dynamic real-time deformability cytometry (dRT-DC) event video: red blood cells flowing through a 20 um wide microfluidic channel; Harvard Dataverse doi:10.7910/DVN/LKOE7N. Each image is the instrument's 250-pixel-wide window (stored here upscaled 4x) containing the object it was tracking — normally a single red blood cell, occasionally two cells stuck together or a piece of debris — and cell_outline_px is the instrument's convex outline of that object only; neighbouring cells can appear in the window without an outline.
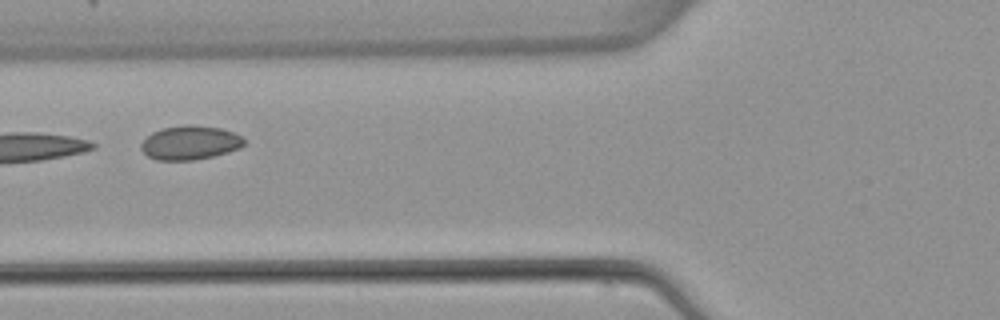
{"species": "common noctule bat (a hibernating species)", "species_latin": "Nyctalus noctula", "temperature_condition": "warm", "stored_images_in_passage": 6, "camera_frame_rate_fps": 3000, "um_per_image_px": 0.085, "animal": {"sex": "female", "body_mass_g": 22.7, "forearm_length_mm": 54.2}, "frame": {"image": 1, "passage_image": 5, "time_ms": 6.0, "image_size_px": [1000, 320], "cell_outline_px": [[244, 144], [240, 148], [228, 152], [212, 156], [192, 160], [156, 160], [148, 156], [140, 148], [140, 144], [152, 132], [164, 128], [184, 124], [188, 124], [220, 128], [232, 132], [240, 136], [244, 140]], "centroid_in_image_um": [16.13, 12.13], "position_along_channel_um": 109.7, "area_um2": 20.23}}
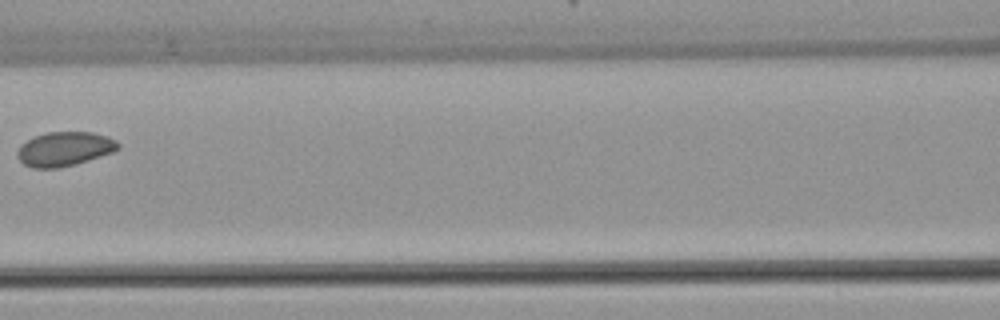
{"frame": {"image": 2, "passage_image": 6, "time_ms": 7.333, "image_size_px": [1000, 320], "cell_outline_px": [[120, 148], [112, 152], [76, 164], [56, 168], [32, 168], [24, 164], [16, 156], [16, 152], [20, 144], [36, 136], [48, 132], [92, 132], [108, 136], [116, 140], [120, 144]], "centroid_in_image_um": [5.48, 12.66], "position_along_channel_um": 161.1, "area_um2": 20.11}}